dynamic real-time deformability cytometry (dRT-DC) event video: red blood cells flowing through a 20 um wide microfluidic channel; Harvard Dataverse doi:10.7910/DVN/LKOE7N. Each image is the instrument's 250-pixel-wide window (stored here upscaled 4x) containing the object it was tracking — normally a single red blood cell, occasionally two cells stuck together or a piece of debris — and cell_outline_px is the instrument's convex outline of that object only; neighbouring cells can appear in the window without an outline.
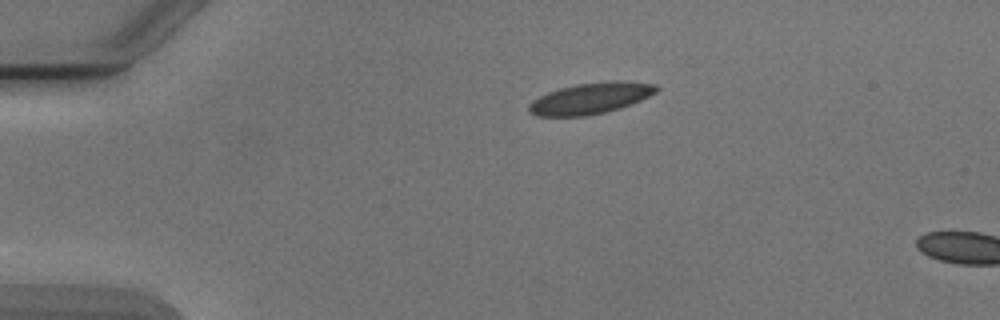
{"species": "Egyptian fruit bat (a non-hibernating species)", "species_latin": "Rousettus aegyptiacus", "temperature_condition": "cold", "stored_images_in_passage": 2, "camera_frame_rate_fps": 3000, "um_per_image_px": 0.085, "animal": {"sex": "male"}, "frame": {"image": 1, "passage_image": 1, "time_ms": 0.0, "image_size_px": [1000, 320], "cell_outline_px": [[660, 88], [656, 92], [640, 100], [620, 108], [588, 116], [536, 116], [528, 112], [528, 104], [540, 96], [548, 92], [560, 88], [576, 84], [608, 80], [624, 80], [656, 84]], "centroid_in_image_um": [50.21, 8.34], "position_along_channel_um": 34.8, "area_um2": 23.29}}